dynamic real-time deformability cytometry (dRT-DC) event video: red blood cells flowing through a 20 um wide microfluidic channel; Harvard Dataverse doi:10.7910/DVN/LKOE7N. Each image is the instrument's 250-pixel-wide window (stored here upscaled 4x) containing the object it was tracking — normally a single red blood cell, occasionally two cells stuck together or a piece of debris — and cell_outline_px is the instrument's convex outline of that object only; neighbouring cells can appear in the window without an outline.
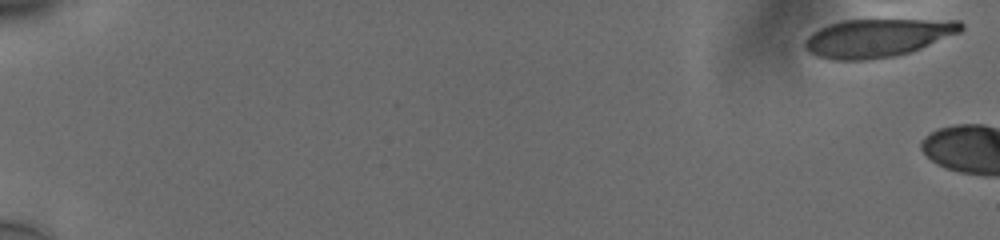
{"species": "human", "species_latin": "Homo sapiens", "temperature_condition": "cold", "stored_images_in_passage": 3, "camera_frame_rate_fps": 3000, "um_per_image_px": 0.085, "donor": {"sex": "male"}, "frame": {"image": 1, "passage_image": 1, "time_ms": 0.0, "image_size_px": [1000, 240], "cell_outline_px": [[964, 28], [960, 32], [912, 52], [896, 56], [864, 60], [832, 60], [816, 56], [808, 52], [804, 48], [804, 44], [808, 36], [812, 32], [820, 28], [844, 20], [960, 20], [964, 24]], "centroid_in_image_um": [74.59, 3.23], "position_along_channel_um": 10.4, "area_um2": 34.8}}